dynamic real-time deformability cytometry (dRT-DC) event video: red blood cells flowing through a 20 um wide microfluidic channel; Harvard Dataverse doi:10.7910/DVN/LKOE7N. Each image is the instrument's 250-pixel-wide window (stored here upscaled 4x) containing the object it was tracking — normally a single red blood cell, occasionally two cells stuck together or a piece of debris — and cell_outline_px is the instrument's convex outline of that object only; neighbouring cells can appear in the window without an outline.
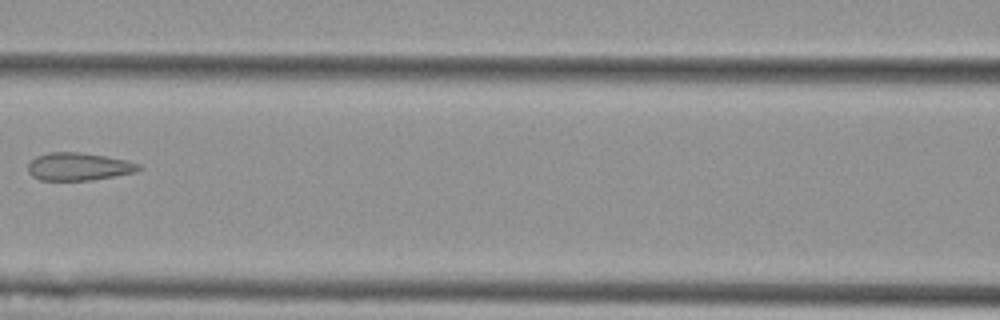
{"species": "Egyptian fruit bat (a non-hibernating species)", "species_latin": "Rousettus aegyptiacus", "temperature_condition": "cold", "stored_images_in_passage": 6, "camera_frame_rate_fps": 3000, "um_per_image_px": 0.085, "animal": {"sex": "female"}, "frame": {"image": 1, "passage_image": 6, "time_ms": 1.667, "image_size_px": [1000, 320], "cell_outline_px": [[144, 168], [136, 172], [92, 180], [40, 180], [32, 176], [28, 172], [28, 164], [36, 156], [48, 152], [80, 152], [104, 156], [124, 160], [140, 164]], "centroid_in_image_um": [6.68, 14.16], "position_along_channel_um": 159.9, "area_um2": 17.92}}